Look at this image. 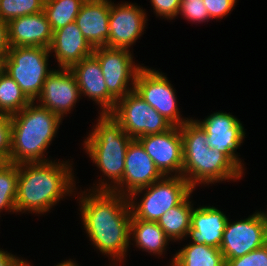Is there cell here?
Here are the masks:
<instances>
[{
	"label": "cell",
	"mask_w": 267,
	"mask_h": 266,
	"mask_svg": "<svg viewBox=\"0 0 267 266\" xmlns=\"http://www.w3.org/2000/svg\"><path fill=\"white\" fill-rule=\"evenodd\" d=\"M182 0H151L155 11L167 18L176 16L179 13Z\"/></svg>",
	"instance_id": "d6a6232c"
},
{
	"label": "cell",
	"mask_w": 267,
	"mask_h": 266,
	"mask_svg": "<svg viewBox=\"0 0 267 266\" xmlns=\"http://www.w3.org/2000/svg\"><path fill=\"white\" fill-rule=\"evenodd\" d=\"M8 32L11 47L37 46L49 49L53 39V31L43 11L12 19L8 22Z\"/></svg>",
	"instance_id": "ac0fdd59"
},
{
	"label": "cell",
	"mask_w": 267,
	"mask_h": 266,
	"mask_svg": "<svg viewBox=\"0 0 267 266\" xmlns=\"http://www.w3.org/2000/svg\"><path fill=\"white\" fill-rule=\"evenodd\" d=\"M225 266H267V243L242 257L225 259Z\"/></svg>",
	"instance_id": "f1b7e54d"
},
{
	"label": "cell",
	"mask_w": 267,
	"mask_h": 266,
	"mask_svg": "<svg viewBox=\"0 0 267 266\" xmlns=\"http://www.w3.org/2000/svg\"><path fill=\"white\" fill-rule=\"evenodd\" d=\"M48 48L37 46L11 47L5 59V73L34 102L40 96L44 81L52 71H47Z\"/></svg>",
	"instance_id": "8992f818"
},
{
	"label": "cell",
	"mask_w": 267,
	"mask_h": 266,
	"mask_svg": "<svg viewBox=\"0 0 267 266\" xmlns=\"http://www.w3.org/2000/svg\"><path fill=\"white\" fill-rule=\"evenodd\" d=\"M236 0H203L210 18L225 16L231 11Z\"/></svg>",
	"instance_id": "1f68e13d"
},
{
	"label": "cell",
	"mask_w": 267,
	"mask_h": 266,
	"mask_svg": "<svg viewBox=\"0 0 267 266\" xmlns=\"http://www.w3.org/2000/svg\"><path fill=\"white\" fill-rule=\"evenodd\" d=\"M18 164L16 211L46 212L68 191L72 176L65 164L52 162L27 163L25 170Z\"/></svg>",
	"instance_id": "7a4b0ae2"
},
{
	"label": "cell",
	"mask_w": 267,
	"mask_h": 266,
	"mask_svg": "<svg viewBox=\"0 0 267 266\" xmlns=\"http://www.w3.org/2000/svg\"><path fill=\"white\" fill-rule=\"evenodd\" d=\"M6 161L0 156V167L3 166Z\"/></svg>",
	"instance_id": "f35d334b"
},
{
	"label": "cell",
	"mask_w": 267,
	"mask_h": 266,
	"mask_svg": "<svg viewBox=\"0 0 267 266\" xmlns=\"http://www.w3.org/2000/svg\"><path fill=\"white\" fill-rule=\"evenodd\" d=\"M31 100L5 72L0 74V113L13 115L22 111Z\"/></svg>",
	"instance_id": "484cf974"
},
{
	"label": "cell",
	"mask_w": 267,
	"mask_h": 266,
	"mask_svg": "<svg viewBox=\"0 0 267 266\" xmlns=\"http://www.w3.org/2000/svg\"><path fill=\"white\" fill-rule=\"evenodd\" d=\"M182 135V172L192 174L184 177L192 188L196 182H214L239 178L242 173L225 154L208 145L207 135L197 121H187L180 126ZM194 175V176H193Z\"/></svg>",
	"instance_id": "3957f363"
},
{
	"label": "cell",
	"mask_w": 267,
	"mask_h": 266,
	"mask_svg": "<svg viewBox=\"0 0 267 266\" xmlns=\"http://www.w3.org/2000/svg\"><path fill=\"white\" fill-rule=\"evenodd\" d=\"M49 50H54L61 68H70L93 54L94 48L83 36L75 22L53 31Z\"/></svg>",
	"instance_id": "ffe728a7"
},
{
	"label": "cell",
	"mask_w": 267,
	"mask_h": 266,
	"mask_svg": "<svg viewBox=\"0 0 267 266\" xmlns=\"http://www.w3.org/2000/svg\"><path fill=\"white\" fill-rule=\"evenodd\" d=\"M96 127L85 142V147L103 173L113 178L115 183H120L126 151L133 139L110 114H102Z\"/></svg>",
	"instance_id": "5b68a950"
},
{
	"label": "cell",
	"mask_w": 267,
	"mask_h": 266,
	"mask_svg": "<svg viewBox=\"0 0 267 266\" xmlns=\"http://www.w3.org/2000/svg\"><path fill=\"white\" fill-rule=\"evenodd\" d=\"M10 48L8 22L0 19V54H8Z\"/></svg>",
	"instance_id": "836d02e7"
},
{
	"label": "cell",
	"mask_w": 267,
	"mask_h": 266,
	"mask_svg": "<svg viewBox=\"0 0 267 266\" xmlns=\"http://www.w3.org/2000/svg\"><path fill=\"white\" fill-rule=\"evenodd\" d=\"M187 196L179 205L166 211L157 221L168 238L180 239L191 227L192 208Z\"/></svg>",
	"instance_id": "603a6c76"
},
{
	"label": "cell",
	"mask_w": 267,
	"mask_h": 266,
	"mask_svg": "<svg viewBox=\"0 0 267 266\" xmlns=\"http://www.w3.org/2000/svg\"><path fill=\"white\" fill-rule=\"evenodd\" d=\"M18 164L6 162L0 167V210L8 207L16 211Z\"/></svg>",
	"instance_id": "4316f807"
},
{
	"label": "cell",
	"mask_w": 267,
	"mask_h": 266,
	"mask_svg": "<svg viewBox=\"0 0 267 266\" xmlns=\"http://www.w3.org/2000/svg\"><path fill=\"white\" fill-rule=\"evenodd\" d=\"M70 71L76 78L80 93H86L89 97L98 101L103 106L102 114H110L117 100L108 92L101 66L93 56L82 59L72 65Z\"/></svg>",
	"instance_id": "e0dca14e"
},
{
	"label": "cell",
	"mask_w": 267,
	"mask_h": 266,
	"mask_svg": "<svg viewBox=\"0 0 267 266\" xmlns=\"http://www.w3.org/2000/svg\"><path fill=\"white\" fill-rule=\"evenodd\" d=\"M119 100L122 101H117L120 103H116L110 115L132 139L163 133L173 126L133 89Z\"/></svg>",
	"instance_id": "52a82bcc"
},
{
	"label": "cell",
	"mask_w": 267,
	"mask_h": 266,
	"mask_svg": "<svg viewBox=\"0 0 267 266\" xmlns=\"http://www.w3.org/2000/svg\"><path fill=\"white\" fill-rule=\"evenodd\" d=\"M79 94L80 90L73 73L69 68H63L61 71H52L47 76L39 98L42 99V107L61 118L63 113L70 110Z\"/></svg>",
	"instance_id": "9a60e30c"
},
{
	"label": "cell",
	"mask_w": 267,
	"mask_h": 266,
	"mask_svg": "<svg viewBox=\"0 0 267 266\" xmlns=\"http://www.w3.org/2000/svg\"><path fill=\"white\" fill-rule=\"evenodd\" d=\"M0 250V266H12L18 259Z\"/></svg>",
	"instance_id": "e575fe53"
},
{
	"label": "cell",
	"mask_w": 267,
	"mask_h": 266,
	"mask_svg": "<svg viewBox=\"0 0 267 266\" xmlns=\"http://www.w3.org/2000/svg\"><path fill=\"white\" fill-rule=\"evenodd\" d=\"M178 130L180 127L172 126L163 133L137 138L163 176L174 170L182 172V135Z\"/></svg>",
	"instance_id": "7c38bea8"
},
{
	"label": "cell",
	"mask_w": 267,
	"mask_h": 266,
	"mask_svg": "<svg viewBox=\"0 0 267 266\" xmlns=\"http://www.w3.org/2000/svg\"><path fill=\"white\" fill-rule=\"evenodd\" d=\"M92 55L101 66L108 92L117 101L131 92L126 89L128 80L133 77L135 81L141 68H133L131 54L127 49L96 47Z\"/></svg>",
	"instance_id": "8fae6325"
},
{
	"label": "cell",
	"mask_w": 267,
	"mask_h": 266,
	"mask_svg": "<svg viewBox=\"0 0 267 266\" xmlns=\"http://www.w3.org/2000/svg\"><path fill=\"white\" fill-rule=\"evenodd\" d=\"M111 3L107 0H86L75 19L85 39L93 47L107 46Z\"/></svg>",
	"instance_id": "d6986e66"
},
{
	"label": "cell",
	"mask_w": 267,
	"mask_h": 266,
	"mask_svg": "<svg viewBox=\"0 0 267 266\" xmlns=\"http://www.w3.org/2000/svg\"><path fill=\"white\" fill-rule=\"evenodd\" d=\"M100 189L98 194L82 198L81 209L86 231L101 252L123 257L131 234L130 210L134 209L135 205L121 200L122 194L119 197L114 189L106 185Z\"/></svg>",
	"instance_id": "6da1fadb"
},
{
	"label": "cell",
	"mask_w": 267,
	"mask_h": 266,
	"mask_svg": "<svg viewBox=\"0 0 267 266\" xmlns=\"http://www.w3.org/2000/svg\"><path fill=\"white\" fill-rule=\"evenodd\" d=\"M12 144L11 115L0 113V156L10 162Z\"/></svg>",
	"instance_id": "f546056e"
},
{
	"label": "cell",
	"mask_w": 267,
	"mask_h": 266,
	"mask_svg": "<svg viewBox=\"0 0 267 266\" xmlns=\"http://www.w3.org/2000/svg\"><path fill=\"white\" fill-rule=\"evenodd\" d=\"M206 132L208 145L225 154L239 169L241 163L234 150L242 143L244 131L241 123L227 113H214L204 122H197Z\"/></svg>",
	"instance_id": "4fadbf2b"
},
{
	"label": "cell",
	"mask_w": 267,
	"mask_h": 266,
	"mask_svg": "<svg viewBox=\"0 0 267 266\" xmlns=\"http://www.w3.org/2000/svg\"><path fill=\"white\" fill-rule=\"evenodd\" d=\"M45 0H0V19L6 22L43 11Z\"/></svg>",
	"instance_id": "83f0119b"
},
{
	"label": "cell",
	"mask_w": 267,
	"mask_h": 266,
	"mask_svg": "<svg viewBox=\"0 0 267 266\" xmlns=\"http://www.w3.org/2000/svg\"><path fill=\"white\" fill-rule=\"evenodd\" d=\"M12 266H30L28 263H25L23 260H17Z\"/></svg>",
	"instance_id": "8d00e7d4"
},
{
	"label": "cell",
	"mask_w": 267,
	"mask_h": 266,
	"mask_svg": "<svg viewBox=\"0 0 267 266\" xmlns=\"http://www.w3.org/2000/svg\"><path fill=\"white\" fill-rule=\"evenodd\" d=\"M228 219L214 207H201L192 211L191 227L188 235H191L194 243L205 244L220 248Z\"/></svg>",
	"instance_id": "44dd1931"
},
{
	"label": "cell",
	"mask_w": 267,
	"mask_h": 266,
	"mask_svg": "<svg viewBox=\"0 0 267 266\" xmlns=\"http://www.w3.org/2000/svg\"><path fill=\"white\" fill-rule=\"evenodd\" d=\"M261 215H262V217L264 219V222H265V224L267 226V215H265L264 213H261Z\"/></svg>",
	"instance_id": "ab89813d"
},
{
	"label": "cell",
	"mask_w": 267,
	"mask_h": 266,
	"mask_svg": "<svg viewBox=\"0 0 267 266\" xmlns=\"http://www.w3.org/2000/svg\"><path fill=\"white\" fill-rule=\"evenodd\" d=\"M145 14L134 5L124 4L115 7L111 4L109 18L108 48L128 49L140 36Z\"/></svg>",
	"instance_id": "2e32d148"
},
{
	"label": "cell",
	"mask_w": 267,
	"mask_h": 266,
	"mask_svg": "<svg viewBox=\"0 0 267 266\" xmlns=\"http://www.w3.org/2000/svg\"><path fill=\"white\" fill-rule=\"evenodd\" d=\"M86 0H45L43 12L45 13L52 31L75 22L82 4Z\"/></svg>",
	"instance_id": "d4e9b609"
},
{
	"label": "cell",
	"mask_w": 267,
	"mask_h": 266,
	"mask_svg": "<svg viewBox=\"0 0 267 266\" xmlns=\"http://www.w3.org/2000/svg\"><path fill=\"white\" fill-rule=\"evenodd\" d=\"M130 231L134 233L137 245L153 253L160 254L168 241V237L157 222L136 219L133 215Z\"/></svg>",
	"instance_id": "cb8c5ba5"
},
{
	"label": "cell",
	"mask_w": 267,
	"mask_h": 266,
	"mask_svg": "<svg viewBox=\"0 0 267 266\" xmlns=\"http://www.w3.org/2000/svg\"><path fill=\"white\" fill-rule=\"evenodd\" d=\"M183 176L169 177L145 187L149 189L135 210L136 219L157 222L172 207L179 205L192 192V187Z\"/></svg>",
	"instance_id": "ba28073f"
},
{
	"label": "cell",
	"mask_w": 267,
	"mask_h": 266,
	"mask_svg": "<svg viewBox=\"0 0 267 266\" xmlns=\"http://www.w3.org/2000/svg\"><path fill=\"white\" fill-rule=\"evenodd\" d=\"M57 266H76L74 263H72L71 261H66L64 263H61Z\"/></svg>",
	"instance_id": "74e56055"
},
{
	"label": "cell",
	"mask_w": 267,
	"mask_h": 266,
	"mask_svg": "<svg viewBox=\"0 0 267 266\" xmlns=\"http://www.w3.org/2000/svg\"><path fill=\"white\" fill-rule=\"evenodd\" d=\"M185 17L193 21H203L210 18L203 0H182L180 9Z\"/></svg>",
	"instance_id": "4dcf8cb0"
},
{
	"label": "cell",
	"mask_w": 267,
	"mask_h": 266,
	"mask_svg": "<svg viewBox=\"0 0 267 266\" xmlns=\"http://www.w3.org/2000/svg\"><path fill=\"white\" fill-rule=\"evenodd\" d=\"M161 176L164 177L141 143L137 139H133L126 151L125 169L119 184L126 181L129 189L127 191L134 196L145 187L161 180Z\"/></svg>",
	"instance_id": "5bb4252c"
},
{
	"label": "cell",
	"mask_w": 267,
	"mask_h": 266,
	"mask_svg": "<svg viewBox=\"0 0 267 266\" xmlns=\"http://www.w3.org/2000/svg\"><path fill=\"white\" fill-rule=\"evenodd\" d=\"M8 54H0V74L5 72V59Z\"/></svg>",
	"instance_id": "d590c367"
},
{
	"label": "cell",
	"mask_w": 267,
	"mask_h": 266,
	"mask_svg": "<svg viewBox=\"0 0 267 266\" xmlns=\"http://www.w3.org/2000/svg\"><path fill=\"white\" fill-rule=\"evenodd\" d=\"M132 84L136 93L173 126L186 122L180 120L173 89L159 72L141 67Z\"/></svg>",
	"instance_id": "9c48e42d"
},
{
	"label": "cell",
	"mask_w": 267,
	"mask_h": 266,
	"mask_svg": "<svg viewBox=\"0 0 267 266\" xmlns=\"http://www.w3.org/2000/svg\"><path fill=\"white\" fill-rule=\"evenodd\" d=\"M267 243V226L260 213L229 224L227 221L220 245L224 259H235Z\"/></svg>",
	"instance_id": "30bf717a"
},
{
	"label": "cell",
	"mask_w": 267,
	"mask_h": 266,
	"mask_svg": "<svg viewBox=\"0 0 267 266\" xmlns=\"http://www.w3.org/2000/svg\"><path fill=\"white\" fill-rule=\"evenodd\" d=\"M31 101L22 111L11 115L12 144L10 162L15 164L44 162L43 151L51 142L61 118ZM40 159V160H39Z\"/></svg>",
	"instance_id": "277c9868"
},
{
	"label": "cell",
	"mask_w": 267,
	"mask_h": 266,
	"mask_svg": "<svg viewBox=\"0 0 267 266\" xmlns=\"http://www.w3.org/2000/svg\"><path fill=\"white\" fill-rule=\"evenodd\" d=\"M172 262L177 266H225V259L219 248L196 243L185 246Z\"/></svg>",
	"instance_id": "7402d4cb"
}]
</instances>
